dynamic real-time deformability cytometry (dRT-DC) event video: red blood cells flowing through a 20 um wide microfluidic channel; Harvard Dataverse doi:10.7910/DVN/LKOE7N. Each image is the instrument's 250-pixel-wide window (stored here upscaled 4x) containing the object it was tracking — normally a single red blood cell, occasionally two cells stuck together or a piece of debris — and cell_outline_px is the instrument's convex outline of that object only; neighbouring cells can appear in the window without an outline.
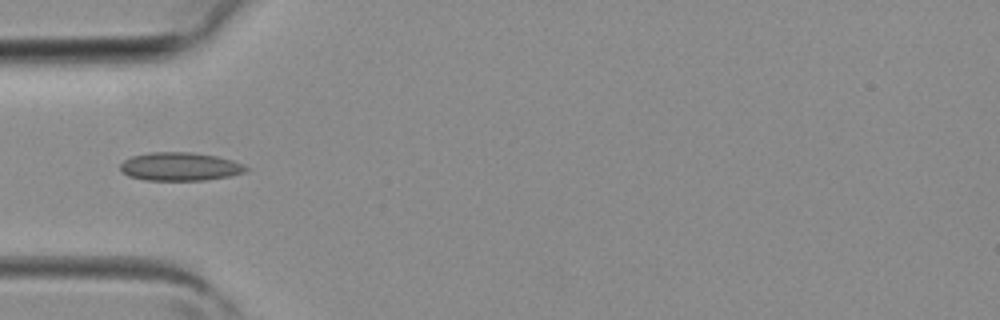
{"species": "common noctule bat (a hibernating species)", "species_latin": "Nyctalus noctula", "temperature_condition": "room temperature", "stored_images_in_passage": 2, "camera_frame_rate_fps": 3000, "um_per_image_px": 0.085, "animal": {"sex": "female", "body_mass_g": 19.3, "forearm_length_mm": 54.1}, "frame": {"image": 1, "passage_image": 1, "time_ms": 0.0, "image_size_px": [1000, 320], "cell_outline_px": [[248, 168], [244, 172], [228, 176], [204, 180], [144, 180], [128, 176], [120, 172], [120, 164], [124, 160], [132, 156], [148, 152], [192, 152], [216, 156], [232, 160]], "centroid_in_image_um": [15.22, 14.15], "position_along_channel_um": 69.8, "area_um2": 20.69}}
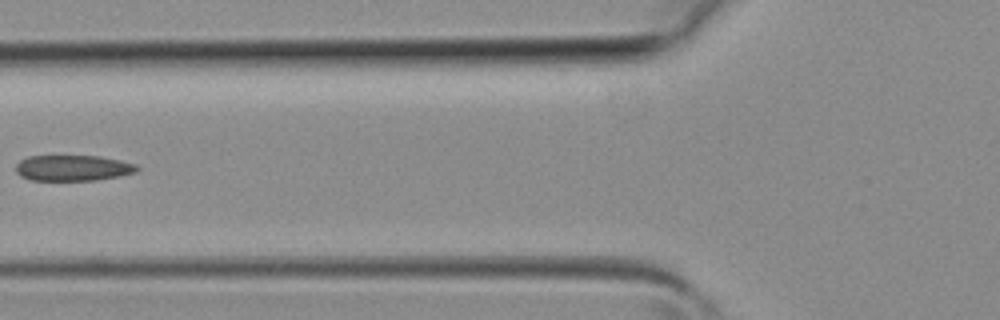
{"frame": {"image": 2, "passage_image": 2, "time_ms": 0.333, "image_size_px": [1000, 320], "cell_outline_px": [[140, 168], [136, 172], [120, 176], [96, 180], [28, 180], [20, 176], [16, 172], [16, 164], [20, 160], [28, 156], [100, 156], [120, 160], [136, 164]], "centroid_in_image_um": [6.2, 14.28], "position_along_channel_um": 119.6, "area_um2": 18.32}}